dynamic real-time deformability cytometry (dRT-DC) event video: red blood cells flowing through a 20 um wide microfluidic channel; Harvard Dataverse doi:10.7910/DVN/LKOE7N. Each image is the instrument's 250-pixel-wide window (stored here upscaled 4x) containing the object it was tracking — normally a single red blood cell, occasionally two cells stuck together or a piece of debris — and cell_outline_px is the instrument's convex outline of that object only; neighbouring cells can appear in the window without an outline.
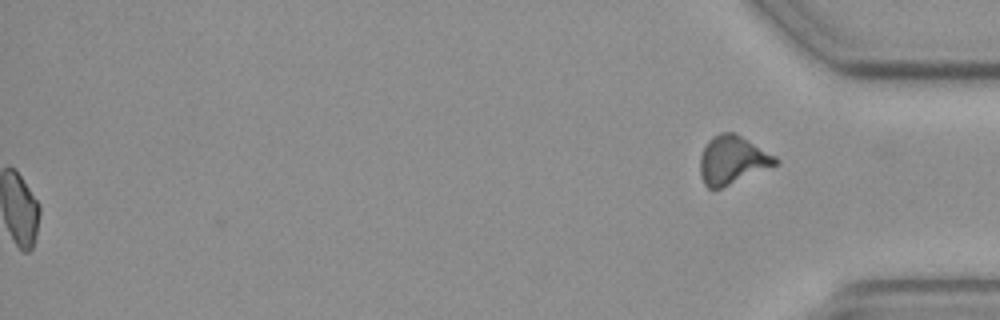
{"species": "common noctule bat (a hibernating species)", "species_latin": "Nyctalus noctula", "temperature_condition": "cold", "stored_images_in_passage": 58, "segment_of_instrument_passage": [2, 2], "camera_frame_rate_fps": 3000, "um_per_image_px": 0.085, "animal": {"sex": "female", "body_mass_g": 19.3, "forearm_length_mm": 54.1}, "frame": {"image": 1, "passage_image": 58, "time_ms": 19.0, "image_size_px": [1000, 320], "cell_outline_px": [[780, 164], [712, 192], [704, 184], [700, 176], [700, 156], [708, 140], [712, 136], [720, 132], [732, 132], [740, 136], [776, 156], [780, 160]], "centroid_in_image_um": [62.25, 13.64], "position_along_channel_um": 373.0, "area_um2": 21.5}}